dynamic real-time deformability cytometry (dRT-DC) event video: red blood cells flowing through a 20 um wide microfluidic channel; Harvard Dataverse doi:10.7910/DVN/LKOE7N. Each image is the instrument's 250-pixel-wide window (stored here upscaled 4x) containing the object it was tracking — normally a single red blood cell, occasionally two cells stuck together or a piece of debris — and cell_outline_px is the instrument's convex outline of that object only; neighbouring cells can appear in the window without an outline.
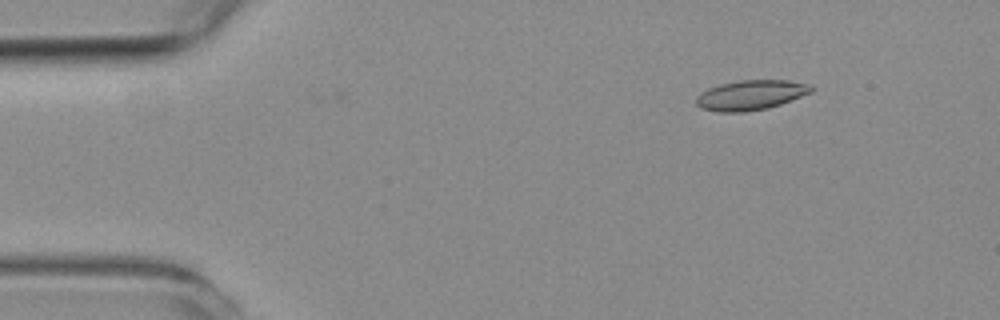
{"species": "common noctule bat (a hibernating species)", "species_latin": "Nyctalus noctula", "temperature_condition": "room temperature", "stored_images_in_passage": 6, "camera_frame_rate_fps": 3000, "um_per_image_px": 0.085, "animal": {"sex": "female", "body_mass_g": 19.3, "forearm_length_mm": 54.1}, "frame": {"image": 1, "passage_image": 6, "time_ms": 1.667, "image_size_px": [1000, 320], "cell_outline_px": [[816, 88], [812, 92], [780, 104], [768, 108], [744, 112], [720, 112], [700, 108], [696, 104], [696, 96], [700, 92], [708, 88], [720, 84], [740, 80], [788, 80], [812, 84]], "centroid_in_image_um": [63.83, 8.07], "position_along_channel_um": 21.2, "area_um2": 20.23}}